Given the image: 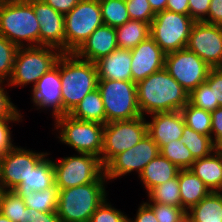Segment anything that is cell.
<instances>
[{
  "instance_id": "45",
  "label": "cell",
  "mask_w": 222,
  "mask_h": 222,
  "mask_svg": "<svg viewBox=\"0 0 222 222\" xmlns=\"http://www.w3.org/2000/svg\"><path fill=\"white\" fill-rule=\"evenodd\" d=\"M189 16L195 22H203L207 19L211 0H188Z\"/></svg>"
},
{
  "instance_id": "40",
  "label": "cell",
  "mask_w": 222,
  "mask_h": 222,
  "mask_svg": "<svg viewBox=\"0 0 222 222\" xmlns=\"http://www.w3.org/2000/svg\"><path fill=\"white\" fill-rule=\"evenodd\" d=\"M126 7L131 20H139L151 25L155 17L148 0H125Z\"/></svg>"
},
{
  "instance_id": "53",
  "label": "cell",
  "mask_w": 222,
  "mask_h": 222,
  "mask_svg": "<svg viewBox=\"0 0 222 222\" xmlns=\"http://www.w3.org/2000/svg\"><path fill=\"white\" fill-rule=\"evenodd\" d=\"M0 222H12L0 212Z\"/></svg>"
},
{
  "instance_id": "47",
  "label": "cell",
  "mask_w": 222,
  "mask_h": 222,
  "mask_svg": "<svg viewBox=\"0 0 222 222\" xmlns=\"http://www.w3.org/2000/svg\"><path fill=\"white\" fill-rule=\"evenodd\" d=\"M204 22L222 25V0H211L208 16Z\"/></svg>"
},
{
  "instance_id": "44",
  "label": "cell",
  "mask_w": 222,
  "mask_h": 222,
  "mask_svg": "<svg viewBox=\"0 0 222 222\" xmlns=\"http://www.w3.org/2000/svg\"><path fill=\"white\" fill-rule=\"evenodd\" d=\"M205 82L213 89L214 102L222 107V68H212Z\"/></svg>"
},
{
  "instance_id": "18",
  "label": "cell",
  "mask_w": 222,
  "mask_h": 222,
  "mask_svg": "<svg viewBox=\"0 0 222 222\" xmlns=\"http://www.w3.org/2000/svg\"><path fill=\"white\" fill-rule=\"evenodd\" d=\"M166 53L149 36L131 49L132 81L137 83L164 68Z\"/></svg>"
},
{
  "instance_id": "11",
  "label": "cell",
  "mask_w": 222,
  "mask_h": 222,
  "mask_svg": "<svg viewBox=\"0 0 222 222\" xmlns=\"http://www.w3.org/2000/svg\"><path fill=\"white\" fill-rule=\"evenodd\" d=\"M52 163L59 190L95 182L105 173L100 158L90 154L78 153Z\"/></svg>"
},
{
  "instance_id": "22",
  "label": "cell",
  "mask_w": 222,
  "mask_h": 222,
  "mask_svg": "<svg viewBox=\"0 0 222 222\" xmlns=\"http://www.w3.org/2000/svg\"><path fill=\"white\" fill-rule=\"evenodd\" d=\"M190 170L203 181L211 192L222 190V150H215L208 157L196 159Z\"/></svg>"
},
{
  "instance_id": "50",
  "label": "cell",
  "mask_w": 222,
  "mask_h": 222,
  "mask_svg": "<svg viewBox=\"0 0 222 222\" xmlns=\"http://www.w3.org/2000/svg\"><path fill=\"white\" fill-rule=\"evenodd\" d=\"M166 10L189 15V2L188 0H168Z\"/></svg>"
},
{
  "instance_id": "1",
  "label": "cell",
  "mask_w": 222,
  "mask_h": 222,
  "mask_svg": "<svg viewBox=\"0 0 222 222\" xmlns=\"http://www.w3.org/2000/svg\"><path fill=\"white\" fill-rule=\"evenodd\" d=\"M141 115L180 111L189 93L163 68L136 83ZM145 113V114H144Z\"/></svg>"
},
{
  "instance_id": "19",
  "label": "cell",
  "mask_w": 222,
  "mask_h": 222,
  "mask_svg": "<svg viewBox=\"0 0 222 222\" xmlns=\"http://www.w3.org/2000/svg\"><path fill=\"white\" fill-rule=\"evenodd\" d=\"M147 121L148 135L156 142L159 150L173 140H180L185 121L181 111L158 112L150 114Z\"/></svg>"
},
{
  "instance_id": "34",
  "label": "cell",
  "mask_w": 222,
  "mask_h": 222,
  "mask_svg": "<svg viewBox=\"0 0 222 222\" xmlns=\"http://www.w3.org/2000/svg\"><path fill=\"white\" fill-rule=\"evenodd\" d=\"M159 152L180 170L190 169L196 160L190 150L180 140L170 141Z\"/></svg>"
},
{
  "instance_id": "14",
  "label": "cell",
  "mask_w": 222,
  "mask_h": 222,
  "mask_svg": "<svg viewBox=\"0 0 222 222\" xmlns=\"http://www.w3.org/2000/svg\"><path fill=\"white\" fill-rule=\"evenodd\" d=\"M186 49L197 54L211 68H221L222 25L195 22Z\"/></svg>"
},
{
  "instance_id": "12",
  "label": "cell",
  "mask_w": 222,
  "mask_h": 222,
  "mask_svg": "<svg viewBox=\"0 0 222 222\" xmlns=\"http://www.w3.org/2000/svg\"><path fill=\"white\" fill-rule=\"evenodd\" d=\"M164 69L190 93L206 81L212 68L197 54L185 48L167 53Z\"/></svg>"
},
{
  "instance_id": "43",
  "label": "cell",
  "mask_w": 222,
  "mask_h": 222,
  "mask_svg": "<svg viewBox=\"0 0 222 222\" xmlns=\"http://www.w3.org/2000/svg\"><path fill=\"white\" fill-rule=\"evenodd\" d=\"M211 138L217 150H222V107L211 112Z\"/></svg>"
},
{
  "instance_id": "21",
  "label": "cell",
  "mask_w": 222,
  "mask_h": 222,
  "mask_svg": "<svg viewBox=\"0 0 222 222\" xmlns=\"http://www.w3.org/2000/svg\"><path fill=\"white\" fill-rule=\"evenodd\" d=\"M131 50L117 48L95 62L98 79L132 81Z\"/></svg>"
},
{
  "instance_id": "23",
  "label": "cell",
  "mask_w": 222,
  "mask_h": 222,
  "mask_svg": "<svg viewBox=\"0 0 222 222\" xmlns=\"http://www.w3.org/2000/svg\"><path fill=\"white\" fill-rule=\"evenodd\" d=\"M180 169L160 153L151 160L139 174L146 193L152 188L178 176Z\"/></svg>"
},
{
  "instance_id": "31",
  "label": "cell",
  "mask_w": 222,
  "mask_h": 222,
  "mask_svg": "<svg viewBox=\"0 0 222 222\" xmlns=\"http://www.w3.org/2000/svg\"><path fill=\"white\" fill-rule=\"evenodd\" d=\"M147 196L149 200L145 203H159L182 208L178 176L152 188Z\"/></svg>"
},
{
  "instance_id": "52",
  "label": "cell",
  "mask_w": 222,
  "mask_h": 222,
  "mask_svg": "<svg viewBox=\"0 0 222 222\" xmlns=\"http://www.w3.org/2000/svg\"><path fill=\"white\" fill-rule=\"evenodd\" d=\"M181 222H194V220L188 215L186 214L183 218Z\"/></svg>"
},
{
  "instance_id": "41",
  "label": "cell",
  "mask_w": 222,
  "mask_h": 222,
  "mask_svg": "<svg viewBox=\"0 0 222 222\" xmlns=\"http://www.w3.org/2000/svg\"><path fill=\"white\" fill-rule=\"evenodd\" d=\"M4 82V80H0V119L22 118L21 112H19L17 106L11 102V98L6 92L5 87H3Z\"/></svg>"
},
{
  "instance_id": "49",
  "label": "cell",
  "mask_w": 222,
  "mask_h": 222,
  "mask_svg": "<svg viewBox=\"0 0 222 222\" xmlns=\"http://www.w3.org/2000/svg\"><path fill=\"white\" fill-rule=\"evenodd\" d=\"M43 1L46 4L50 5L54 10L64 15L80 2V0H43Z\"/></svg>"
},
{
  "instance_id": "2",
  "label": "cell",
  "mask_w": 222,
  "mask_h": 222,
  "mask_svg": "<svg viewBox=\"0 0 222 222\" xmlns=\"http://www.w3.org/2000/svg\"><path fill=\"white\" fill-rule=\"evenodd\" d=\"M63 115L69 114L89 93L98 87L96 64L78 58L74 53L60 56Z\"/></svg>"
},
{
  "instance_id": "35",
  "label": "cell",
  "mask_w": 222,
  "mask_h": 222,
  "mask_svg": "<svg viewBox=\"0 0 222 222\" xmlns=\"http://www.w3.org/2000/svg\"><path fill=\"white\" fill-rule=\"evenodd\" d=\"M27 206L24 199L14 190H5L0 205V212L12 222H21Z\"/></svg>"
},
{
  "instance_id": "3",
  "label": "cell",
  "mask_w": 222,
  "mask_h": 222,
  "mask_svg": "<svg viewBox=\"0 0 222 222\" xmlns=\"http://www.w3.org/2000/svg\"><path fill=\"white\" fill-rule=\"evenodd\" d=\"M39 28L33 6L27 0L0 3V35L17 47L40 46Z\"/></svg>"
},
{
  "instance_id": "25",
  "label": "cell",
  "mask_w": 222,
  "mask_h": 222,
  "mask_svg": "<svg viewBox=\"0 0 222 222\" xmlns=\"http://www.w3.org/2000/svg\"><path fill=\"white\" fill-rule=\"evenodd\" d=\"M178 178L182 208L186 211L211 193L210 189L190 169L180 170Z\"/></svg>"
},
{
  "instance_id": "27",
  "label": "cell",
  "mask_w": 222,
  "mask_h": 222,
  "mask_svg": "<svg viewBox=\"0 0 222 222\" xmlns=\"http://www.w3.org/2000/svg\"><path fill=\"white\" fill-rule=\"evenodd\" d=\"M187 214L194 220V222H222L221 193L211 192L198 204L192 206L187 211Z\"/></svg>"
},
{
  "instance_id": "6",
  "label": "cell",
  "mask_w": 222,
  "mask_h": 222,
  "mask_svg": "<svg viewBox=\"0 0 222 222\" xmlns=\"http://www.w3.org/2000/svg\"><path fill=\"white\" fill-rule=\"evenodd\" d=\"M54 122V129L60 130L57 138L62 143L71 146L77 153L101 158L104 124L77 120L68 114L55 117Z\"/></svg>"
},
{
  "instance_id": "30",
  "label": "cell",
  "mask_w": 222,
  "mask_h": 222,
  "mask_svg": "<svg viewBox=\"0 0 222 222\" xmlns=\"http://www.w3.org/2000/svg\"><path fill=\"white\" fill-rule=\"evenodd\" d=\"M180 141L190 150L195 159L208 157L216 149L211 136H206L184 125Z\"/></svg>"
},
{
  "instance_id": "42",
  "label": "cell",
  "mask_w": 222,
  "mask_h": 222,
  "mask_svg": "<svg viewBox=\"0 0 222 222\" xmlns=\"http://www.w3.org/2000/svg\"><path fill=\"white\" fill-rule=\"evenodd\" d=\"M22 120V118H5L0 119V159L15 145L12 143V132L10 131V122H18Z\"/></svg>"
},
{
  "instance_id": "32",
  "label": "cell",
  "mask_w": 222,
  "mask_h": 222,
  "mask_svg": "<svg viewBox=\"0 0 222 222\" xmlns=\"http://www.w3.org/2000/svg\"><path fill=\"white\" fill-rule=\"evenodd\" d=\"M104 25L117 28L130 20L125 0H99Z\"/></svg>"
},
{
  "instance_id": "33",
  "label": "cell",
  "mask_w": 222,
  "mask_h": 222,
  "mask_svg": "<svg viewBox=\"0 0 222 222\" xmlns=\"http://www.w3.org/2000/svg\"><path fill=\"white\" fill-rule=\"evenodd\" d=\"M185 125L206 136H211V112L197 108L189 102L180 110Z\"/></svg>"
},
{
  "instance_id": "16",
  "label": "cell",
  "mask_w": 222,
  "mask_h": 222,
  "mask_svg": "<svg viewBox=\"0 0 222 222\" xmlns=\"http://www.w3.org/2000/svg\"><path fill=\"white\" fill-rule=\"evenodd\" d=\"M39 22L40 46H50L65 53L64 14L57 12L43 0H27Z\"/></svg>"
},
{
  "instance_id": "24",
  "label": "cell",
  "mask_w": 222,
  "mask_h": 222,
  "mask_svg": "<svg viewBox=\"0 0 222 222\" xmlns=\"http://www.w3.org/2000/svg\"><path fill=\"white\" fill-rule=\"evenodd\" d=\"M55 185V172L52 160L47 155L32 169L26 179L14 191L17 194H28L32 191H43Z\"/></svg>"
},
{
  "instance_id": "5",
  "label": "cell",
  "mask_w": 222,
  "mask_h": 222,
  "mask_svg": "<svg viewBox=\"0 0 222 222\" xmlns=\"http://www.w3.org/2000/svg\"><path fill=\"white\" fill-rule=\"evenodd\" d=\"M62 52L50 46L19 47L11 77L6 86H26L32 83L34 87L37 81L53 68Z\"/></svg>"
},
{
  "instance_id": "46",
  "label": "cell",
  "mask_w": 222,
  "mask_h": 222,
  "mask_svg": "<svg viewBox=\"0 0 222 222\" xmlns=\"http://www.w3.org/2000/svg\"><path fill=\"white\" fill-rule=\"evenodd\" d=\"M21 222H61V220L57 212H39L26 208Z\"/></svg>"
},
{
  "instance_id": "17",
  "label": "cell",
  "mask_w": 222,
  "mask_h": 222,
  "mask_svg": "<svg viewBox=\"0 0 222 222\" xmlns=\"http://www.w3.org/2000/svg\"><path fill=\"white\" fill-rule=\"evenodd\" d=\"M61 88L59 57L56 65L44 74L32 88L31 101L34 106H37V110L51 108L54 118L63 115Z\"/></svg>"
},
{
  "instance_id": "9",
  "label": "cell",
  "mask_w": 222,
  "mask_h": 222,
  "mask_svg": "<svg viewBox=\"0 0 222 222\" xmlns=\"http://www.w3.org/2000/svg\"><path fill=\"white\" fill-rule=\"evenodd\" d=\"M144 116L130 120L112 121L104 124L101 163L105 167L116 155L132 148L147 134Z\"/></svg>"
},
{
  "instance_id": "15",
  "label": "cell",
  "mask_w": 222,
  "mask_h": 222,
  "mask_svg": "<svg viewBox=\"0 0 222 222\" xmlns=\"http://www.w3.org/2000/svg\"><path fill=\"white\" fill-rule=\"evenodd\" d=\"M50 153L33 152L15 146L0 159L1 183L5 190H14L33 168Z\"/></svg>"
},
{
  "instance_id": "26",
  "label": "cell",
  "mask_w": 222,
  "mask_h": 222,
  "mask_svg": "<svg viewBox=\"0 0 222 222\" xmlns=\"http://www.w3.org/2000/svg\"><path fill=\"white\" fill-rule=\"evenodd\" d=\"M68 115L77 120L106 124L104 104L98 88L87 94Z\"/></svg>"
},
{
  "instance_id": "20",
  "label": "cell",
  "mask_w": 222,
  "mask_h": 222,
  "mask_svg": "<svg viewBox=\"0 0 222 222\" xmlns=\"http://www.w3.org/2000/svg\"><path fill=\"white\" fill-rule=\"evenodd\" d=\"M117 48L116 29L103 24L92 32L74 54L82 60L95 63Z\"/></svg>"
},
{
  "instance_id": "13",
  "label": "cell",
  "mask_w": 222,
  "mask_h": 222,
  "mask_svg": "<svg viewBox=\"0 0 222 222\" xmlns=\"http://www.w3.org/2000/svg\"><path fill=\"white\" fill-rule=\"evenodd\" d=\"M159 153L158 145L147 134L139 143L116 155L105 166V177L107 180H113L132 171H136L139 176L144 167Z\"/></svg>"
},
{
  "instance_id": "8",
  "label": "cell",
  "mask_w": 222,
  "mask_h": 222,
  "mask_svg": "<svg viewBox=\"0 0 222 222\" xmlns=\"http://www.w3.org/2000/svg\"><path fill=\"white\" fill-rule=\"evenodd\" d=\"M65 53H75L103 25L99 0H80L64 15Z\"/></svg>"
},
{
  "instance_id": "7",
  "label": "cell",
  "mask_w": 222,
  "mask_h": 222,
  "mask_svg": "<svg viewBox=\"0 0 222 222\" xmlns=\"http://www.w3.org/2000/svg\"><path fill=\"white\" fill-rule=\"evenodd\" d=\"M97 88L104 104L106 123L142 116L135 82L99 79Z\"/></svg>"
},
{
  "instance_id": "29",
  "label": "cell",
  "mask_w": 222,
  "mask_h": 222,
  "mask_svg": "<svg viewBox=\"0 0 222 222\" xmlns=\"http://www.w3.org/2000/svg\"><path fill=\"white\" fill-rule=\"evenodd\" d=\"M59 189L56 185L43 191H32L28 194H18L24 199L28 209L39 212H57Z\"/></svg>"
},
{
  "instance_id": "28",
  "label": "cell",
  "mask_w": 222,
  "mask_h": 222,
  "mask_svg": "<svg viewBox=\"0 0 222 222\" xmlns=\"http://www.w3.org/2000/svg\"><path fill=\"white\" fill-rule=\"evenodd\" d=\"M115 29L117 46L128 50L133 49L150 36V24L139 20L130 19Z\"/></svg>"
},
{
  "instance_id": "37",
  "label": "cell",
  "mask_w": 222,
  "mask_h": 222,
  "mask_svg": "<svg viewBox=\"0 0 222 222\" xmlns=\"http://www.w3.org/2000/svg\"><path fill=\"white\" fill-rule=\"evenodd\" d=\"M188 102L197 108L209 112L219 107L218 102H214L213 89L206 82L201 83L189 93Z\"/></svg>"
},
{
  "instance_id": "54",
  "label": "cell",
  "mask_w": 222,
  "mask_h": 222,
  "mask_svg": "<svg viewBox=\"0 0 222 222\" xmlns=\"http://www.w3.org/2000/svg\"><path fill=\"white\" fill-rule=\"evenodd\" d=\"M4 191H5L4 187L2 185H0V205H1V198H2Z\"/></svg>"
},
{
  "instance_id": "36",
  "label": "cell",
  "mask_w": 222,
  "mask_h": 222,
  "mask_svg": "<svg viewBox=\"0 0 222 222\" xmlns=\"http://www.w3.org/2000/svg\"><path fill=\"white\" fill-rule=\"evenodd\" d=\"M19 47L0 35V80L7 82L11 77Z\"/></svg>"
},
{
  "instance_id": "4",
  "label": "cell",
  "mask_w": 222,
  "mask_h": 222,
  "mask_svg": "<svg viewBox=\"0 0 222 222\" xmlns=\"http://www.w3.org/2000/svg\"><path fill=\"white\" fill-rule=\"evenodd\" d=\"M105 173L95 182L59 190L57 214L61 222H89L106 199Z\"/></svg>"
},
{
  "instance_id": "48",
  "label": "cell",
  "mask_w": 222,
  "mask_h": 222,
  "mask_svg": "<svg viewBox=\"0 0 222 222\" xmlns=\"http://www.w3.org/2000/svg\"><path fill=\"white\" fill-rule=\"evenodd\" d=\"M128 222H158L153 210L143 201L139 206L136 218H128Z\"/></svg>"
},
{
  "instance_id": "38",
  "label": "cell",
  "mask_w": 222,
  "mask_h": 222,
  "mask_svg": "<svg viewBox=\"0 0 222 222\" xmlns=\"http://www.w3.org/2000/svg\"><path fill=\"white\" fill-rule=\"evenodd\" d=\"M154 212L158 222H181L187 214L184 208L159 203H146Z\"/></svg>"
},
{
  "instance_id": "51",
  "label": "cell",
  "mask_w": 222,
  "mask_h": 222,
  "mask_svg": "<svg viewBox=\"0 0 222 222\" xmlns=\"http://www.w3.org/2000/svg\"><path fill=\"white\" fill-rule=\"evenodd\" d=\"M167 1L168 0H148L155 14L166 10Z\"/></svg>"
},
{
  "instance_id": "10",
  "label": "cell",
  "mask_w": 222,
  "mask_h": 222,
  "mask_svg": "<svg viewBox=\"0 0 222 222\" xmlns=\"http://www.w3.org/2000/svg\"><path fill=\"white\" fill-rule=\"evenodd\" d=\"M195 21L189 16L164 10L155 15L150 25V36L167 54L186 48Z\"/></svg>"
},
{
  "instance_id": "39",
  "label": "cell",
  "mask_w": 222,
  "mask_h": 222,
  "mask_svg": "<svg viewBox=\"0 0 222 222\" xmlns=\"http://www.w3.org/2000/svg\"><path fill=\"white\" fill-rule=\"evenodd\" d=\"M106 198L92 214L89 222H128V216L107 201Z\"/></svg>"
}]
</instances>
